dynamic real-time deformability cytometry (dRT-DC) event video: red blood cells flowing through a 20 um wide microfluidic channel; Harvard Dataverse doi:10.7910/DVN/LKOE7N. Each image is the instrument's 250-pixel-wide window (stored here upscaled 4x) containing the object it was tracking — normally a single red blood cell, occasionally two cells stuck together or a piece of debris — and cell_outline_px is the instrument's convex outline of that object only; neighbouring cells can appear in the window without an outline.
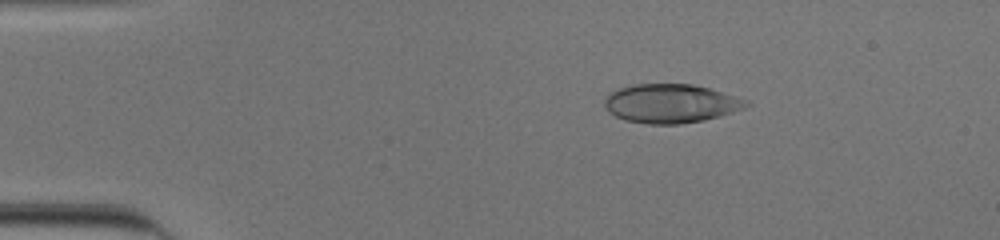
{"species": "human", "species_latin": "Homo sapiens", "temperature_condition": "cold", "stored_images_in_passage": 53, "camera_frame_rate_fps": 3000, "um_per_image_px": 0.085, "donor": {"sex": "male"}, "frame": {"image": 1, "passage_image": 10, "time_ms": 3.0, "image_size_px": [1000, 240], "cell_outline_px": [[752, 104], [744, 108], [720, 116], [704, 120], [680, 124], [648, 124], [624, 120], [608, 112], [604, 104], [604, 100], [612, 92], [620, 88], [636, 84], [692, 84], [708, 88], [748, 100]], "centroid_in_image_um": [57.03, 8.8], "position_along_channel_um": 28.0, "area_um2": 31.96}}
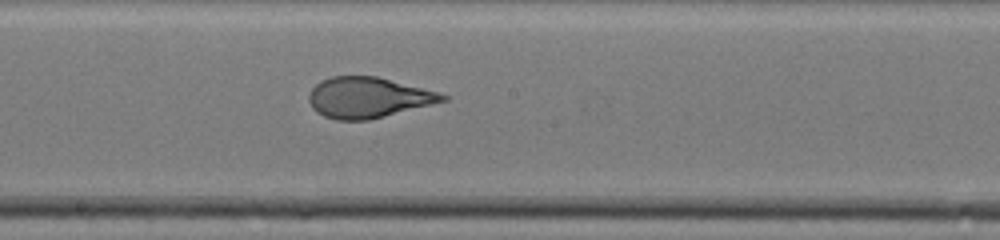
{"frame": {"image": 2, "passage_image": 30, "time_ms": 9.667, "image_size_px": [1000, 240], "cell_outline_px": [[448, 100], [368, 120], [336, 120], [324, 116], [316, 112], [312, 108], [308, 100], [308, 96], [312, 88], [320, 80], [332, 76], [376, 76], [436, 92], [448, 96]], "centroid_in_image_um": [31.22, 8.29], "position_along_channel_um": 217.0, "area_um2": 31.33}}
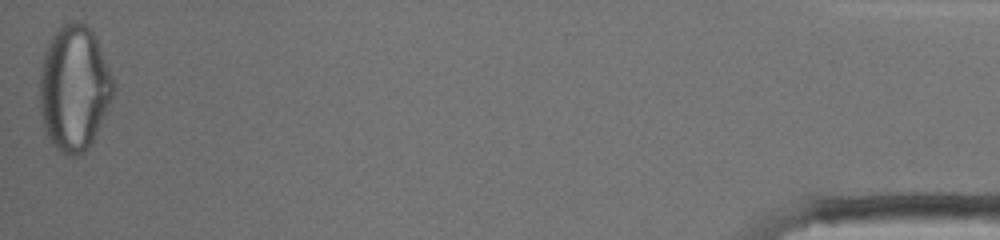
{"frame": {"image": 3, "passage_image": 53, "time_ms": 17.333, "image_size_px": [1000, 240], "cell_outline_px": [[116, 88], [92, 140], [84, 152], [76, 156], [68, 156], [60, 152], [56, 148], [48, 136], [44, 128], [40, 108], [40, 68], [44, 52], [48, 40], [64, 24], [72, 20], [76, 20], [84, 24], [96, 36], [116, 84]], "centroid_in_image_um": [6.3, 7.46], "position_along_channel_um": 428.9, "area_um2": 53.64}}